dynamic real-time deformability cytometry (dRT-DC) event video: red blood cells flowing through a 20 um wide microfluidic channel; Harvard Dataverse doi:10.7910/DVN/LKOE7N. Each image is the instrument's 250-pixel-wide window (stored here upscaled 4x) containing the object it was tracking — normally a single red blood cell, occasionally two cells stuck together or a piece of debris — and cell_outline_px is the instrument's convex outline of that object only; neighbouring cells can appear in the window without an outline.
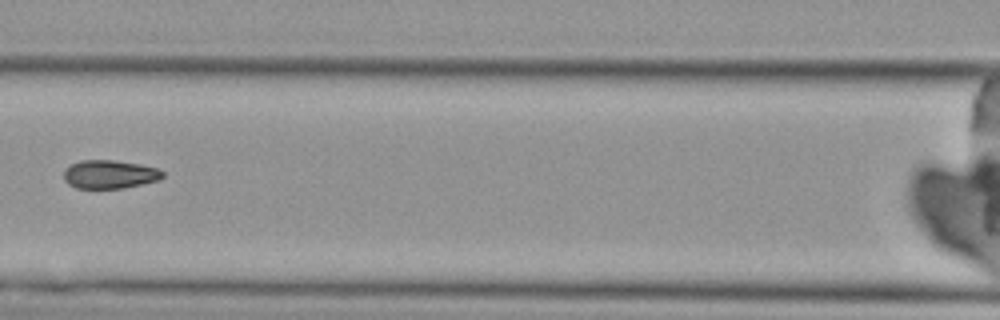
{"species": "Egyptian fruit bat (a non-hibernating species)", "species_latin": "Rousettus aegyptiacus", "temperature_condition": "cold", "stored_images_in_passage": 7, "camera_frame_rate_fps": 3000, "um_per_image_px": 0.085, "animal": {"sex": "female"}, "frame": {"image": 1, "passage_image": 7, "time_ms": 7.667, "image_size_px": [1000, 320], "cell_outline_px": [[164, 176], [160, 180], [124, 188], [76, 188], [68, 184], [64, 180], [64, 168], [80, 160], [112, 160], [140, 164], [156, 168], [164, 172]], "centroid_in_image_um": [9.31, 14.82], "position_along_channel_um": 157.3, "area_um2": 16.47}}